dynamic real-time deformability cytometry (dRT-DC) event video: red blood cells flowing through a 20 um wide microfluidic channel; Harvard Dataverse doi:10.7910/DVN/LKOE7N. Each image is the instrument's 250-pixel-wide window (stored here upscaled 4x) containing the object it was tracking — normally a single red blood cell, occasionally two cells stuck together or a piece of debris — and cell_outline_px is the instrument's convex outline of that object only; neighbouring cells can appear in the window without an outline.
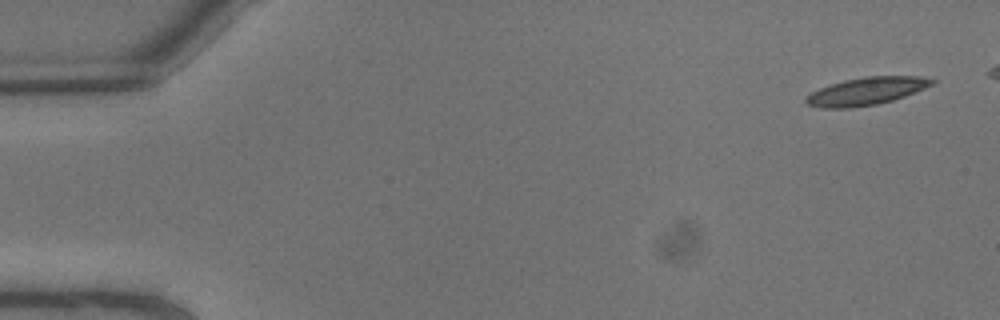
{"species": "common noctule bat (a hibernating species)", "species_latin": "Nyctalus noctula", "temperature_condition": "warm", "stored_images_in_passage": 9, "camera_frame_rate_fps": 3000, "um_per_image_px": 0.085, "animal": {"sex": "male", "body_mass_g": 13.3}, "frame": {"image": 1, "passage_image": 1, "time_ms": 0.0, "image_size_px": [1000, 320], "cell_outline_px": [[936, 80], [932, 84], [924, 88], [904, 96], [892, 100], [876, 104], [848, 108], [820, 108], [808, 104], [804, 100], [812, 92], [820, 88], [844, 80], [868, 76], [920, 76]], "centroid_in_image_um": [73.63, 7.75], "position_along_channel_um": 11.4, "area_um2": 19.94}}
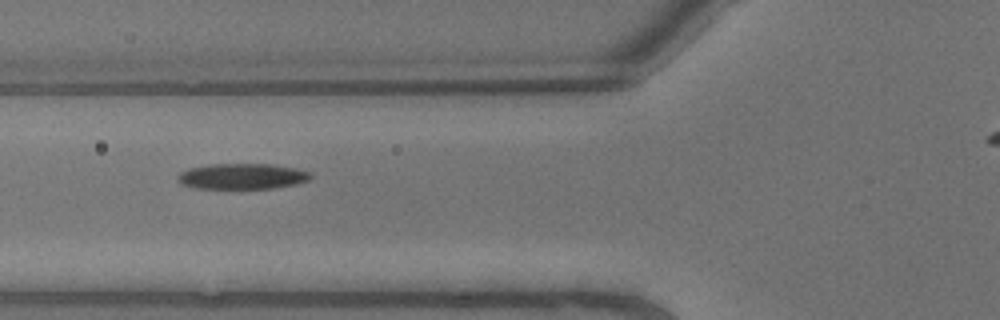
{"frame": {"image": 2, "passage_image": 8, "time_ms": 2.333, "image_size_px": [1000, 320], "cell_outline_px": [[312, 176], [308, 180], [296, 184], [276, 188], [196, 188], [180, 184], [176, 176], [180, 172], [188, 168], [208, 164], [272, 164], [296, 168], [308, 172]], "centroid_in_image_um": [20.55, 14.98], "position_along_channel_um": 105.2, "area_um2": 19.94}}
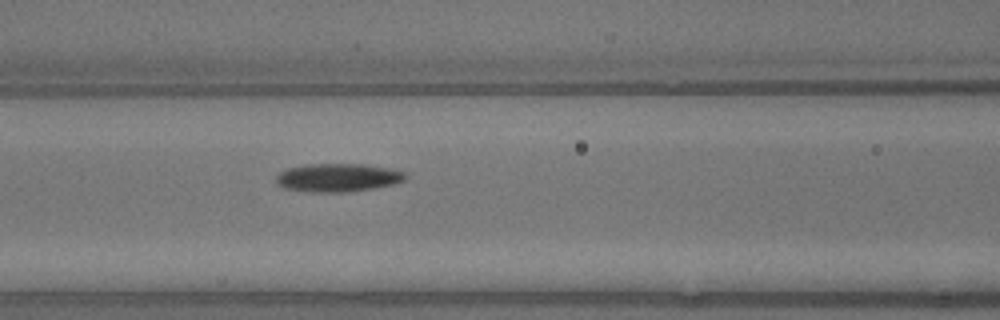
{"frame": {"image": 3, "passage_image": 9, "time_ms": 2.667, "image_size_px": [1000, 320], "cell_outline_px": [[408, 176], [404, 180], [396, 184], [376, 188], [348, 192], [308, 192], [284, 188], [276, 184], [276, 176], [280, 172], [288, 168], [312, 164], [364, 164], [388, 168], [404, 172]], "centroid_in_image_um": [28.73, 15.11], "position_along_channel_um": 137.9, "area_um2": 21.44}}